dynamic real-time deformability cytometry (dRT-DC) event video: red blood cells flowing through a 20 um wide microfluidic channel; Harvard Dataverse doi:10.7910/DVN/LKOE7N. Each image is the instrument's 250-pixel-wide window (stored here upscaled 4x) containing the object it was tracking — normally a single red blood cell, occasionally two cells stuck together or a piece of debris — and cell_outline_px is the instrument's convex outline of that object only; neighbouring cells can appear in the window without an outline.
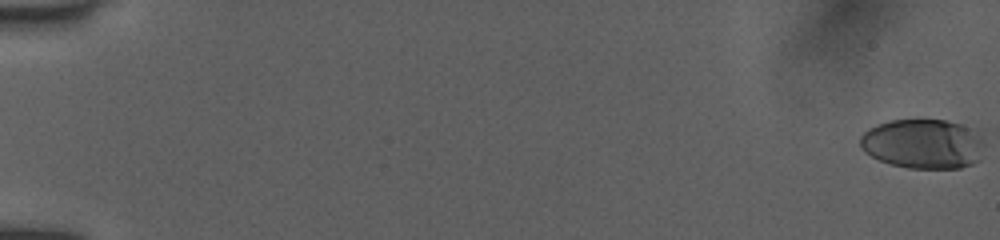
{"species": "human", "species_latin": "Homo sapiens", "temperature_condition": "room temperature", "stored_images_in_passage": 30, "camera_frame_rate_fps": 3000, "um_per_image_px": 0.085, "donor": {"sex": "female"}, "frame": {"image": 1, "passage_image": 1, "time_ms": 0.0, "image_size_px": [1000, 240], "cell_outline_px": [[984, 144], [980, 160], [972, 164], [960, 168], [908, 168], [892, 164], [880, 160], [864, 152], [860, 148], [860, 136], [868, 128], [876, 124], [892, 120], [916, 116], [948, 120], [976, 128], [984, 140]], "centroid_in_image_um": [78.49, 12.17], "position_along_channel_um": 6.5, "area_um2": 37.28}}
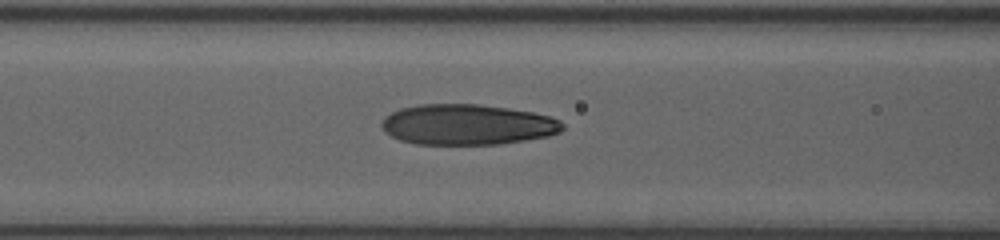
{"frame": {"image": 2, "passage_image": 22, "time_ms": 8.0, "image_size_px": [1000, 240], "cell_outline_px": [[564, 128], [560, 132], [548, 136], [500, 144], [416, 144], [400, 140], [392, 136], [380, 124], [384, 116], [400, 108], [420, 104], [480, 104], [508, 108], [532, 112], [552, 116], [560, 120], [564, 124]], "centroid_in_image_um": [39.75, 10.58], "position_along_channel_um": 126.9, "area_um2": 42.83}}
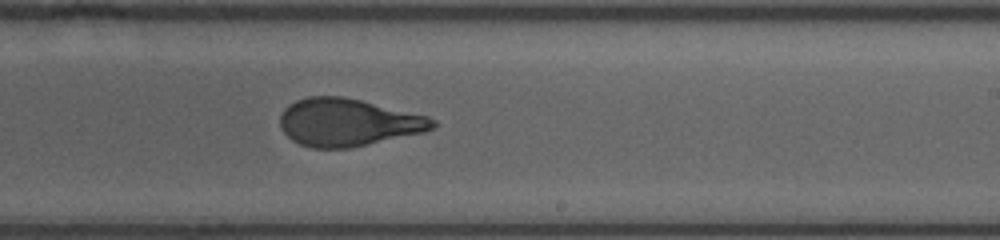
{"frame": {"image": 3, "passage_image": 30, "time_ms": 11.333, "image_size_px": [1000, 240], "cell_outline_px": [[436, 124], [432, 128], [424, 132], [348, 148], [312, 148], [300, 144], [292, 140], [280, 128], [280, 116], [284, 108], [296, 100], [308, 96], [344, 96], [428, 116], [436, 120]], "centroid_in_image_um": [29.55, 10.39], "position_along_channel_um": 259.5, "area_um2": 42.14}}